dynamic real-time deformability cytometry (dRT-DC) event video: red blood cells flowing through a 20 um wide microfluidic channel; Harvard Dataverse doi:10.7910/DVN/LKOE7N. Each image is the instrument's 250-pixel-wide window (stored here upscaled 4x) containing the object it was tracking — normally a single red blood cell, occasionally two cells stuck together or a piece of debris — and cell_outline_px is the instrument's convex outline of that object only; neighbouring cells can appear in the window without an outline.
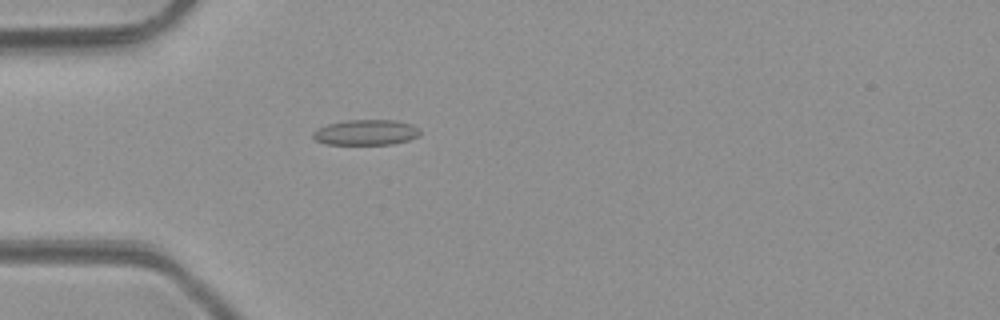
{"species": "common noctule bat (a hibernating species)", "species_latin": "Nyctalus noctula", "temperature_condition": "room temperature", "stored_images_in_passage": 1, "camera_frame_rate_fps": 3000, "um_per_image_px": 0.085, "animal": {"sex": "male", "body_mass_g": 23.1, "forearm_length_mm": 52.7}, "frame": {"image": 1, "passage_image": 1, "time_ms": 0.0, "image_size_px": [1000, 320], "cell_outline_px": [[420, 136], [408, 140], [392, 144], [328, 144], [316, 140], [312, 136], [312, 132], [316, 128], [328, 124], [344, 120], [396, 120], [412, 124], [420, 128]], "centroid_in_image_um": [31.12, 11.24], "position_along_channel_um": 53.9, "area_um2": 16.01}}